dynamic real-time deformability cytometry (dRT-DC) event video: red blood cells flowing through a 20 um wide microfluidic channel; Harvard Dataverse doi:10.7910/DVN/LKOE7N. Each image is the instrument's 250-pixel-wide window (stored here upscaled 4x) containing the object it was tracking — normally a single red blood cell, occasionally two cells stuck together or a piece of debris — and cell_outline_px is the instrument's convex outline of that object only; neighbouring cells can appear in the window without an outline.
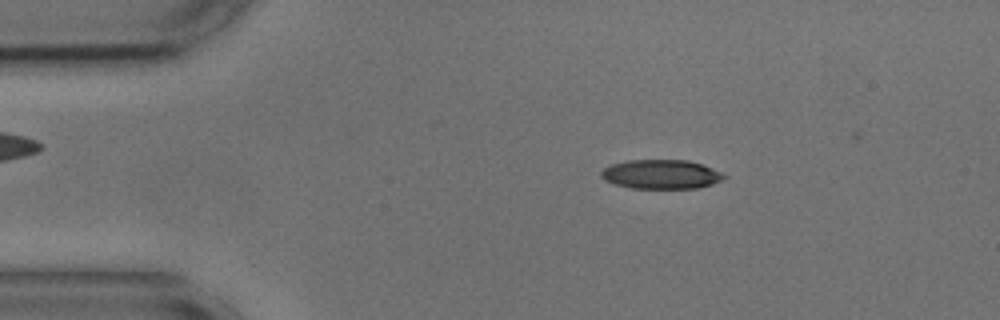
{"species": "common noctule bat (a hibernating species)", "species_latin": "Nyctalus noctula", "temperature_condition": "cold", "stored_images_in_passage": 53, "camera_frame_rate_fps": 3000, "um_per_image_px": 0.085, "animal": {"sex": "male", "body_mass_g": 17.9, "forearm_length_mm": 54.2}, "frame": {"image": 1, "passage_image": 8, "time_ms": 2.333, "image_size_px": [1000, 320], "cell_outline_px": [[728, 176], [712, 184], [696, 188], [632, 188], [616, 184], [604, 180], [600, 176], [600, 172], [604, 168], [612, 164], [628, 160], [688, 160], [712, 168]], "centroid_in_image_um": [56.17, 14.81], "position_along_channel_um": 28.8, "area_um2": 20.75}}
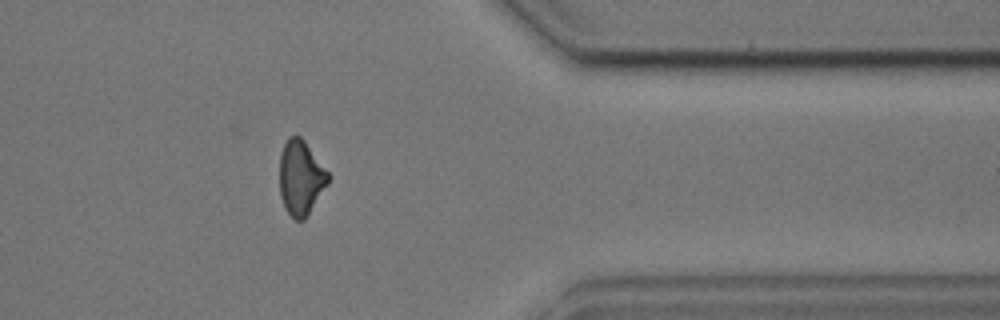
{"frame": {"image": 2, "passage_image": 43, "time_ms": 14.0, "image_size_px": [1000, 320], "cell_outline_px": [[328, 184], [304, 220], [296, 220], [284, 208], [280, 196], [280, 152], [288, 136], [300, 136], [304, 140], [328, 172]], "centroid_in_image_um": [25.54, 15.1], "position_along_channel_um": 385.9, "area_um2": 20.98}}
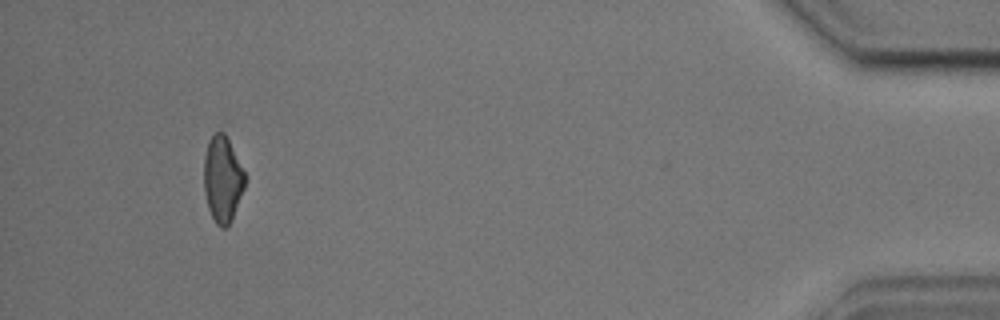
{"frame": {"image": 3, "passage_image": 50, "time_ms": 16.333, "image_size_px": [1000, 320], "cell_outline_px": [[244, 188], [228, 228], [220, 228], [216, 224], [208, 208], [204, 192], [204, 156], [208, 140], [216, 132], [224, 132], [244, 172]], "centroid_in_image_um": [18.89, 15.26], "position_along_channel_um": 416.3, "area_um2": 20.29}, "authors_computed_cell_mechanics": {"area_um2": 21.6172, "velocity_mm_per_s": 3.609, "shape_relaxation_time_tau1_ms": 3.341, "shape_relaxation_time_tau2_ms": null, "deformation_change_tau1": 0.1256, "deformation_change_tau2": null}}